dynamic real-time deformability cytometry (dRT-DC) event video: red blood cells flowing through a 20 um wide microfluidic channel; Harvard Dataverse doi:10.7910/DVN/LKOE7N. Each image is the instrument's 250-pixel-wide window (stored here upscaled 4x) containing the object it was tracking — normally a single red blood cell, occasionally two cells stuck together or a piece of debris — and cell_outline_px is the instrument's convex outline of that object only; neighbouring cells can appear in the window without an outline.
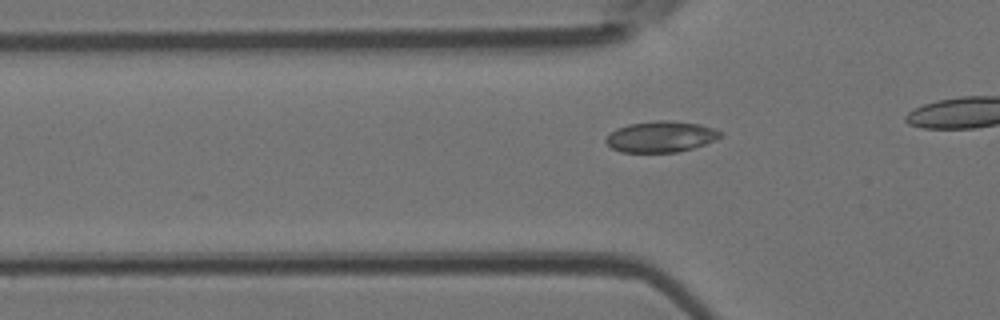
{"species": "Egyptian fruit bat (a non-hibernating species)", "species_latin": "Rousettus aegyptiacus", "temperature_condition": "room temperature", "stored_images_in_passage": 35, "camera_frame_rate_fps": 3000, "um_per_image_px": 0.085, "animal": {"sex": "female"}, "frame": {"image": 1, "passage_image": 11, "time_ms": 3.333, "image_size_px": [1000, 320], "cell_outline_px": [[724, 132], [716, 140], [692, 148], [676, 152], [620, 152], [612, 148], [604, 140], [616, 128], [628, 124], [656, 120], [668, 120], [700, 124], [716, 128]], "centroid_in_image_um": [56.2, 11.61], "position_along_channel_um": 69.6, "area_um2": 20.75}}
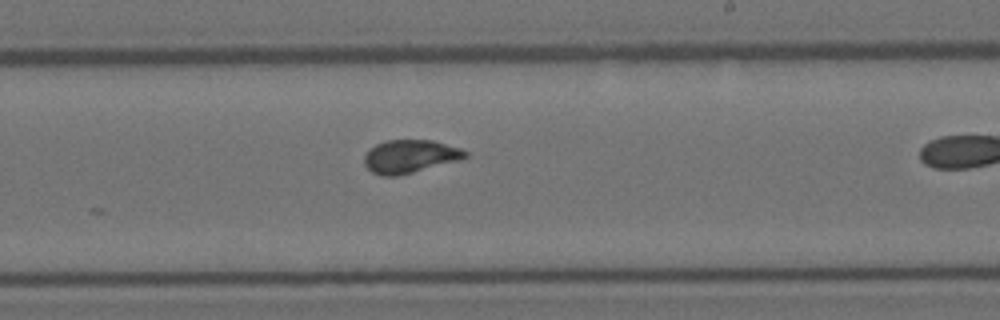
{"frame": {"image": 2, "passage_image": 25, "time_ms": 8.0, "image_size_px": [1000, 320], "cell_outline_px": [[468, 156], [460, 160], [400, 176], [380, 176], [372, 172], [364, 164], [364, 156], [376, 144], [384, 140], [432, 140], [460, 148], [468, 152]], "centroid_in_image_um": [34.85, 13.3], "position_along_channel_um": 254.1, "area_um2": 19.59}}
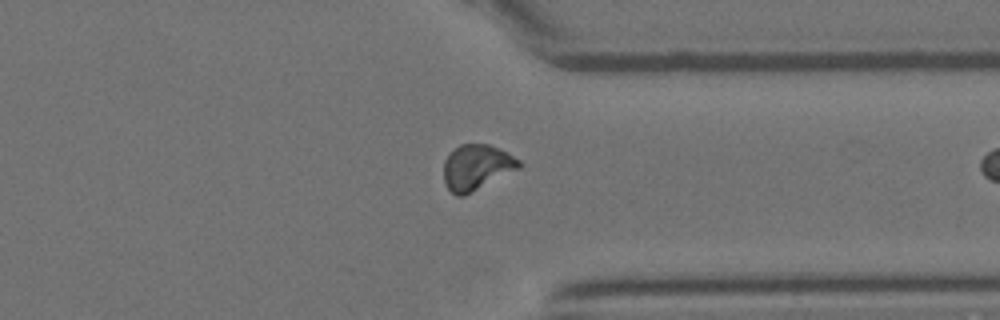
{"frame": {"image": 3, "passage_image": 34, "time_ms": 11.0, "image_size_px": [1000, 320], "cell_outline_px": [[524, 164], [520, 168], [464, 196], [456, 196], [448, 188], [444, 180], [444, 160], [448, 152], [460, 144], [488, 144], [500, 148], [520, 160]], "centroid_in_image_um": [40.51, 14.2], "position_along_channel_um": 370.9, "area_um2": 20.11}}